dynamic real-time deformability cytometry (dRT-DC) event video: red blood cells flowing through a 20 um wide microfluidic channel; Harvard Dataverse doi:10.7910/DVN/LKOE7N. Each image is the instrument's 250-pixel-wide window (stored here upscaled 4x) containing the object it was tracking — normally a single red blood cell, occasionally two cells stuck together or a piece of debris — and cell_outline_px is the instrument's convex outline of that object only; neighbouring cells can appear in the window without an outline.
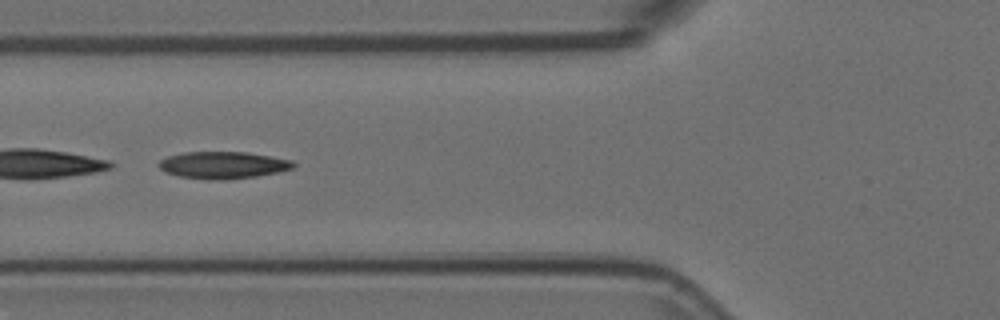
{"species": "Egyptian fruit bat (a non-hibernating species)", "species_latin": "Rousettus aegyptiacus", "temperature_condition": "room temperature", "stored_images_in_passage": 46, "camera_frame_rate_fps": 3000, "um_per_image_px": 0.085, "animal": {"sex": "female"}, "frame": {"image": 1, "passage_image": 13, "time_ms": 4.0, "image_size_px": [1000, 320], "cell_outline_px": [[296, 168], [256, 176], [228, 180], [208, 180], [180, 176], [164, 172], [156, 164], [160, 160], [168, 156], [184, 152], [248, 152], [272, 156], [292, 160], [296, 164]], "centroid_in_image_um": [18.97, 14.03], "position_along_channel_um": 106.8, "area_um2": 21.44}}
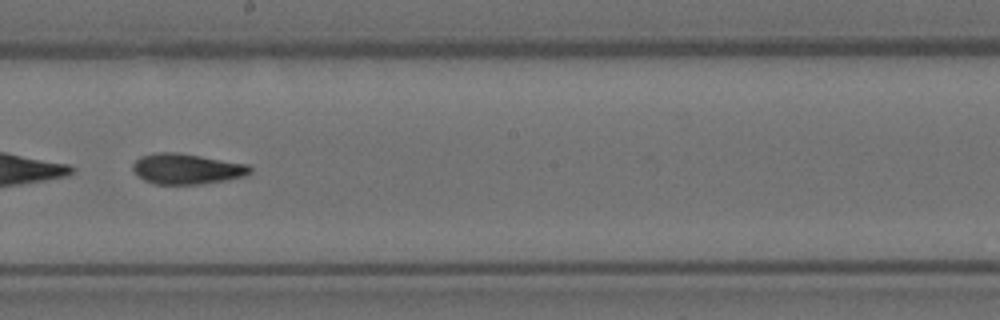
{"frame": {"image": 2, "passage_image": 23, "time_ms": 7.333, "image_size_px": [1000, 320], "cell_outline_px": [[252, 172], [244, 176], [228, 180], [204, 184], [152, 184], [144, 180], [132, 168], [132, 164], [140, 156], [156, 152], [180, 152], [248, 164], [252, 168]], "centroid_in_image_um": [15.9, 14.35], "position_along_channel_um": 232.3, "area_um2": 21.1}}
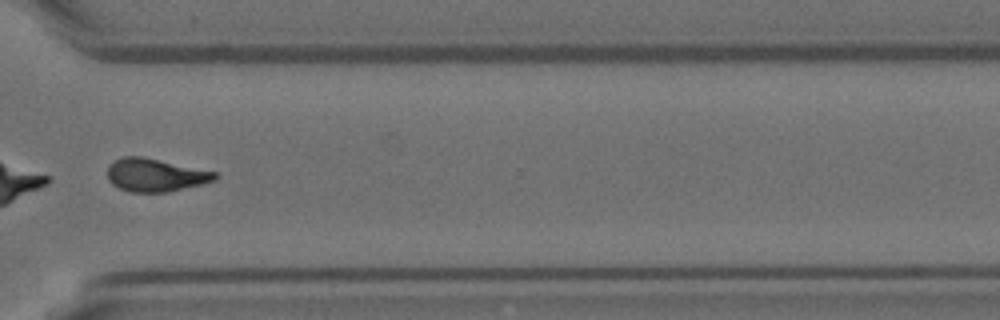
{"frame": {"image": 3, "passage_image": 33, "time_ms": 10.667, "image_size_px": [1000, 320], "cell_outline_px": [[220, 176], [216, 180], [204, 184], [168, 192], [128, 192], [112, 184], [108, 180], [108, 164], [124, 156], [140, 156], [216, 172]], "centroid_in_image_um": [13.22, 14.89], "position_along_channel_um": 357.4, "area_um2": 20.69}, "authors_computed_cell_mechanics": {"area_um2": 21.1837, "velocity_mm_per_s": 3.7599, "shape_relaxation_time_tau1_ms": 4.1021, "shape_relaxation_time_tau2_ms": 3.4628, "deformation_change_tau1": 0.1633, "deformation_change_tau2": 0.1144}}